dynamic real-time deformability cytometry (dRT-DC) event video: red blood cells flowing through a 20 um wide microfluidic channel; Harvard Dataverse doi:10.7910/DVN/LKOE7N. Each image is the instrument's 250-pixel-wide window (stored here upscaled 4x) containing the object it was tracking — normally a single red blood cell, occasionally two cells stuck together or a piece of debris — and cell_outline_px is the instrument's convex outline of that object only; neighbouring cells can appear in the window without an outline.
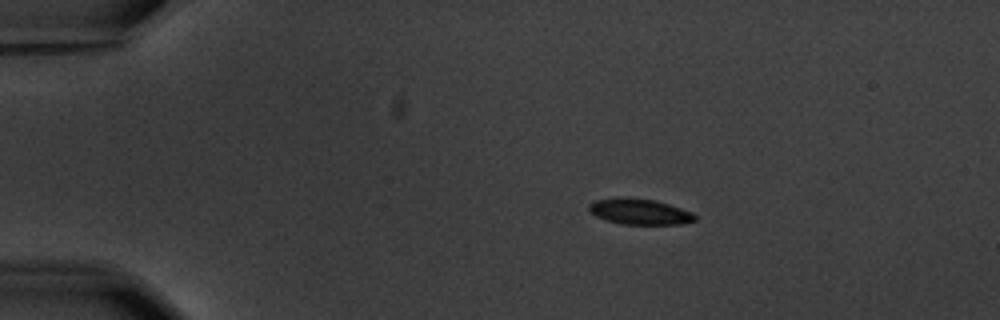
{"species": "common noctule bat (a hibernating species)", "species_latin": "Nyctalus noctula", "temperature_condition": "warm", "stored_images_in_passage": 5, "camera_frame_rate_fps": 3000, "um_per_image_px": 0.085, "animal": {"sex": "male", "body_mass_g": 20.1, "forearm_length_mm": 53.5}, "frame": {"image": 1, "passage_image": 3, "time_ms": 2.333, "image_size_px": [1000, 320], "cell_outline_px": [[696, 220], [680, 224], [620, 224], [596, 216], [588, 208], [588, 204], [596, 200], [656, 200], [692, 212], [696, 216]], "centroid_in_image_um": [54.43, 18.04], "position_along_channel_um": 30.6, "area_um2": 15.03}}